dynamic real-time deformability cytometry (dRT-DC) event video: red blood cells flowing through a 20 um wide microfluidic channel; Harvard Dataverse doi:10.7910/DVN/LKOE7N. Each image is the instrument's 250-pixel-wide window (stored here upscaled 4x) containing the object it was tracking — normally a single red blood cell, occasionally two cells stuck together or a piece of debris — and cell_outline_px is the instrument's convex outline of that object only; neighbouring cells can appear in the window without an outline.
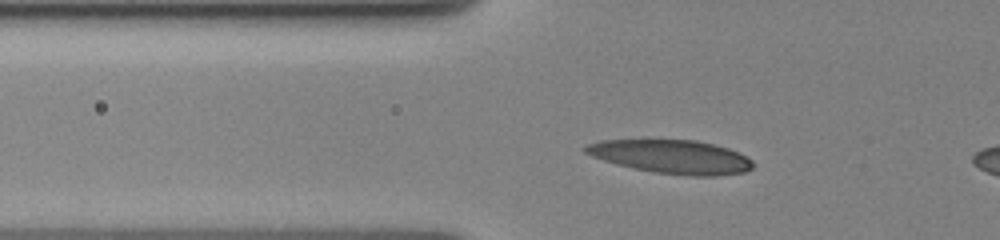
{"species": "human", "species_latin": "Homo sapiens", "temperature_condition": "cold", "stored_images_in_passage": 38, "camera_frame_rate_fps": 3000, "um_per_image_px": 0.085, "donor": {"sex": "female"}, "frame": {"image": 1, "passage_image": 9, "time_ms": 3.667, "image_size_px": [1000, 240], "cell_outline_px": [[752, 168], [744, 172], [716, 176], [688, 176], [656, 172], [632, 168], [616, 164], [592, 156], [584, 152], [584, 144], [600, 140], [696, 140], [728, 148], [752, 160]], "centroid_in_image_um": [57.04, 13.32], "position_along_channel_um": 68.8, "area_um2": 32.66}}
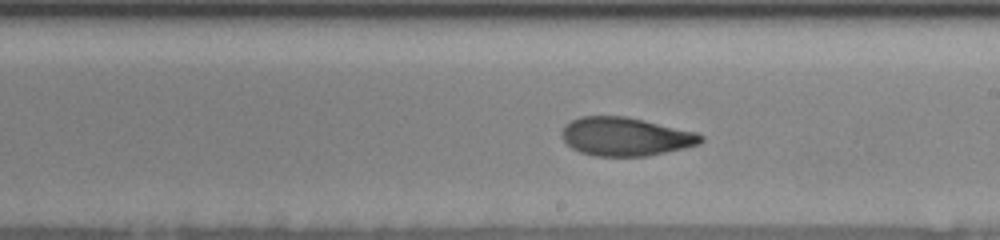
{"frame": {"image": 2, "passage_image": 21, "time_ms": 8.667, "image_size_px": [1000, 240], "cell_outline_px": [[704, 140], [700, 144], [684, 148], [644, 156], [596, 156], [580, 152], [572, 148], [564, 140], [560, 132], [564, 124], [580, 116], [624, 116], [696, 132], [704, 136]], "centroid_in_image_um": [53.14, 11.61], "position_along_channel_um": 235.9, "area_um2": 31.04}}
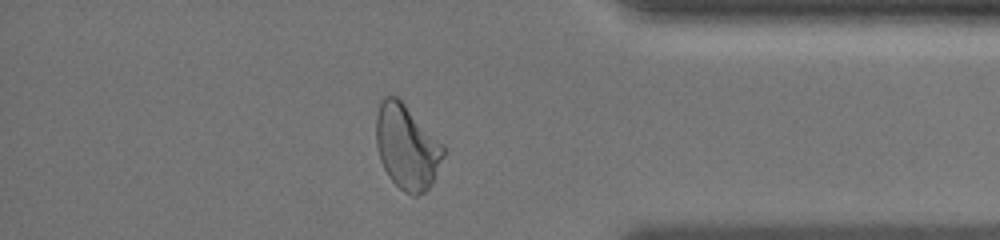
{"frame": {"image": 3, "passage_image": 33, "time_ms": 13.667, "image_size_px": [1000, 240], "cell_outline_px": [[444, 156], [432, 184], [424, 192], [416, 196], [412, 196], [404, 192], [388, 176], [380, 160], [376, 144], [376, 112], [380, 100], [384, 96], [396, 96], [444, 144]], "centroid_in_image_um": [34.57, 12.49], "position_along_channel_um": 400.6, "area_um2": 33.23}}